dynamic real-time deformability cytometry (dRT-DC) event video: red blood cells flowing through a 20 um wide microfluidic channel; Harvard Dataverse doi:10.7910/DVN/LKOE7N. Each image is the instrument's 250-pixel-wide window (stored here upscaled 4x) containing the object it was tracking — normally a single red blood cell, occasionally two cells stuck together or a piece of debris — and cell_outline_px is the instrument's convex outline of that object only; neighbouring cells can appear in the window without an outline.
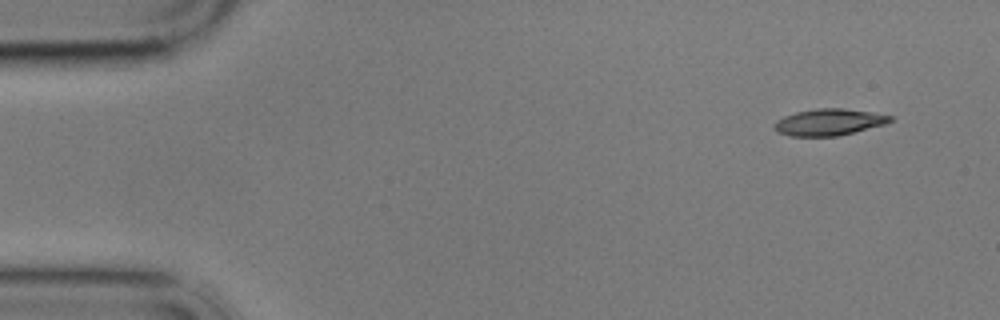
{"species": "common noctule bat (a hibernating species)", "species_latin": "Nyctalus noctula", "temperature_condition": "cold", "stored_images_in_passage": 5, "camera_frame_rate_fps": 3000, "um_per_image_px": 0.085, "animal": {"sex": "male", "body_mass_g": 17.9}, "frame": {"image": 1, "passage_image": 1, "time_ms": 0.0, "image_size_px": [1000, 320], "cell_outline_px": [[892, 120], [884, 124], [836, 136], [792, 136], [776, 132], [772, 124], [776, 120], [784, 116], [796, 112], [816, 108], [844, 108], [872, 112], [892, 116]], "centroid_in_image_um": [70.4, 10.37], "position_along_channel_um": 14.6, "area_um2": 17.86}}
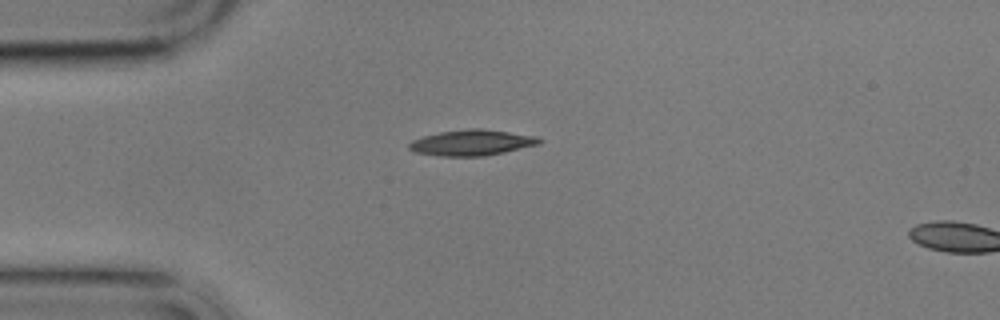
{"frame": {"image": 2, "passage_image": 4, "time_ms": 3.333, "image_size_px": [1000, 320], "cell_outline_px": [[544, 140], [540, 144], [504, 152], [484, 156], [440, 156], [416, 152], [408, 148], [408, 144], [412, 140], [424, 136], [440, 132], [468, 128], [480, 128], [536, 136]], "centroid_in_image_um": [40.11, 12.12], "position_along_channel_um": 44.9, "area_um2": 19.48}}